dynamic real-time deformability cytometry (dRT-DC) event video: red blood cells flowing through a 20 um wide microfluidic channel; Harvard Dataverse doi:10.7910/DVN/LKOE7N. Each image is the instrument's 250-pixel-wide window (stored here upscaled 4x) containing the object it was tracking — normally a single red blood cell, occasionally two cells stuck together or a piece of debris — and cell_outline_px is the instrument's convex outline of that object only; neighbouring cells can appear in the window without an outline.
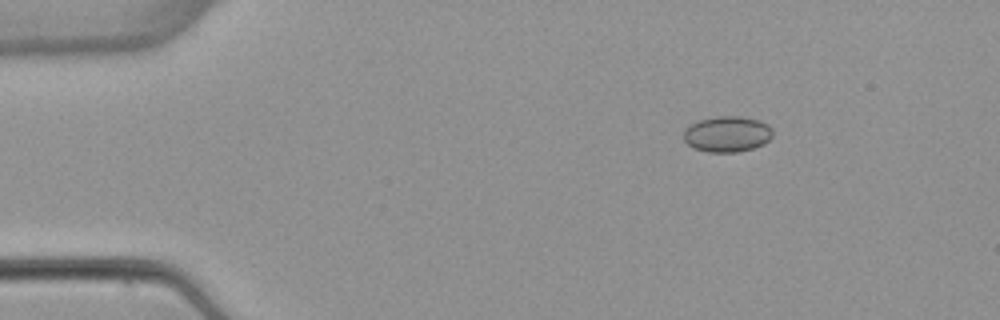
{"species": "common noctule bat (a hibernating species)", "species_latin": "Nyctalus noctula", "temperature_condition": "warm", "stored_images_in_passage": 4, "camera_frame_rate_fps": 3000, "um_per_image_px": 0.085, "animal": {"sex": "female", "body_mass_g": 22.7, "forearm_length_mm": 54.2}, "frame": {"image": 1, "passage_image": 2, "time_ms": 1.333, "image_size_px": [1000, 320], "cell_outline_px": [[772, 136], [764, 144], [752, 148], [736, 152], [708, 152], [696, 148], [688, 144], [684, 140], [684, 128], [688, 124], [700, 120], [716, 116], [740, 116], [760, 120], [768, 124], [772, 128]], "centroid_in_image_um": [61.81, 11.38], "position_along_channel_um": 23.2, "area_um2": 18.67}}